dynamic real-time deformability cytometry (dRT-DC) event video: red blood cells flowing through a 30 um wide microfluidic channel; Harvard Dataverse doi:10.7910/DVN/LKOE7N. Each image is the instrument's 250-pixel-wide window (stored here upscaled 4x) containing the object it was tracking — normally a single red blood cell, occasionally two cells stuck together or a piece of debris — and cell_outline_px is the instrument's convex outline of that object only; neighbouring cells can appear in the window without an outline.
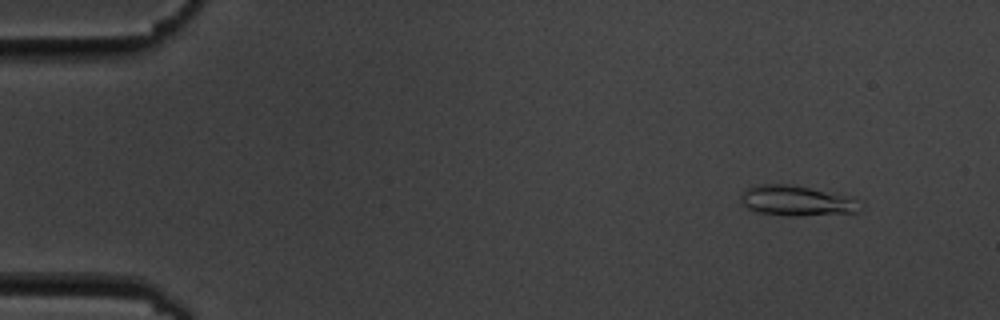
{"species": "common noctule bat (a hibernating species)", "species_latin": "Nyctalus noctula", "temperature_condition": "cold", "stored_images_in_passage": 14, "camera_frame_rate_fps": 3000, "um_per_image_px": 0.085, "animal": {"sex": "male", "body_mass_g": 19.5, "forearm_length_mm": 54.6}, "frame": {"image": 1, "passage_image": 1, "time_ms": 0.0, "image_size_px": [1000, 320], "cell_outline_px": [[856, 212], [800, 216], [792, 216], [760, 212], [748, 208], [740, 204], [740, 192], [748, 188], [760, 184], [788, 184], [852, 196], [856, 200]], "centroid_in_image_um": [67.62, 17.05], "position_along_channel_um": 17.4, "area_um2": 20.75}}
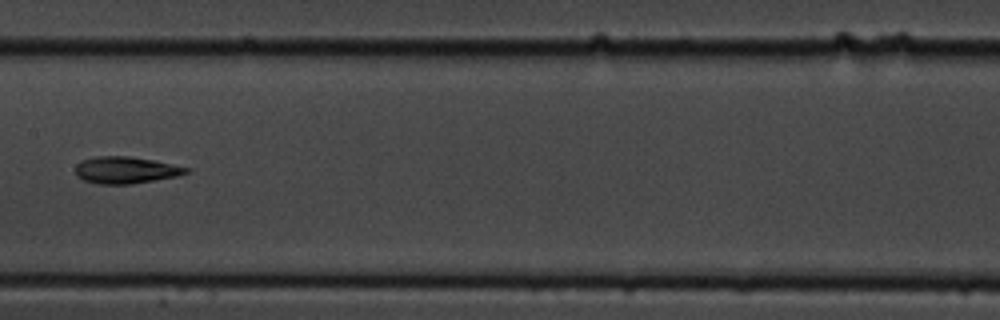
{"frame": {"image": 2, "passage_image": 7, "time_ms": 8.0, "image_size_px": [1000, 320], "cell_outline_px": [[192, 168], [188, 172], [176, 176], [132, 184], [100, 184], [84, 180], [76, 176], [76, 164], [84, 160], [96, 156], [128, 156], [152, 160]], "centroid_in_image_um": [10.69, 14.46], "position_along_channel_um": 196.7, "area_um2": 17.17}}
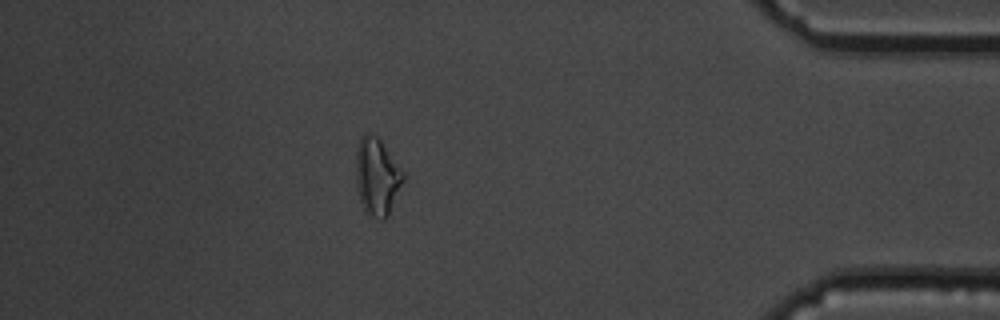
{"frame": {"image": 3, "passage_image": 13, "time_ms": 15.0, "image_size_px": [1000, 320], "cell_outline_px": [[404, 180], [388, 216], [384, 220], [380, 220], [372, 216], [364, 208], [360, 200], [356, 184], [356, 152], [360, 136], [368, 132], [376, 136], [380, 140], [404, 172]], "centroid_in_image_um": [32.04, 15.01], "position_along_channel_um": 403.2, "area_um2": 21.15}, "authors_computed_cell_mechanics": {"area_um2": 17.1666, "velocity_mm_per_s": 3.5202, "shape_relaxation_time_tau1_ms": 4.7956, "shape_relaxation_time_tau2_ms": 7.6793, "deformation_change_tau1": 0.1284, "deformation_change_tau2": 0.1516}}